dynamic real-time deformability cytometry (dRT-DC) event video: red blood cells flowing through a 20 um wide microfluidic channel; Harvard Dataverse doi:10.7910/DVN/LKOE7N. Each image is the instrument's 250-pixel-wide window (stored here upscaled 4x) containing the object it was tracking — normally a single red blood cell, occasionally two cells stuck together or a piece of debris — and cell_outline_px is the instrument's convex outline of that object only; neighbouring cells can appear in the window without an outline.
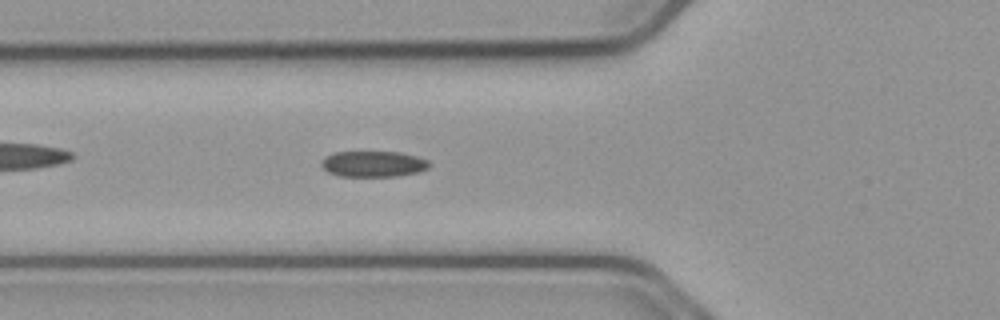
{"species": "common noctule bat (a hibernating species)", "species_latin": "Nyctalus noctula", "temperature_condition": "cold", "stored_images_in_passage": 40, "camera_frame_rate_fps": 3000, "um_per_image_px": 0.085, "animal": {"sex": "male", "body_mass_g": 23.1, "forearm_length_mm": 52.7}, "frame": {"image": 1, "passage_image": 4, "time_ms": 1.0, "image_size_px": [1000, 320], "cell_outline_px": [[432, 164], [428, 168], [420, 172], [396, 176], [340, 176], [328, 172], [320, 164], [324, 156], [332, 152], [400, 152], [416, 156], [428, 160]], "centroid_in_image_um": [31.74, 13.93], "position_along_channel_um": 94.1, "area_um2": 16.42}}
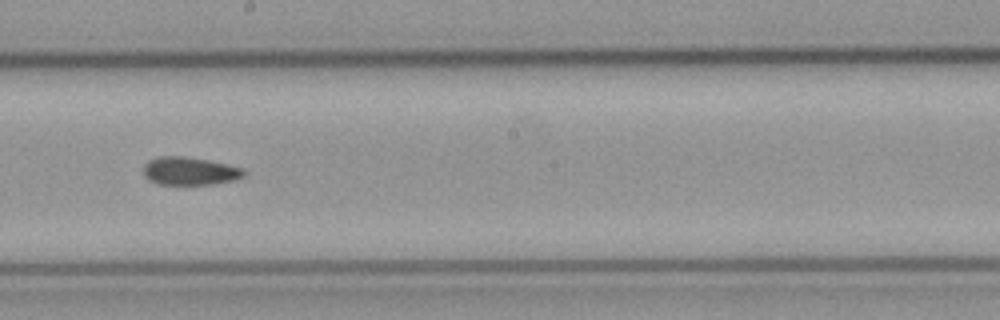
{"frame": {"image": 2, "passage_image": 15, "time_ms": 4.667, "image_size_px": [1000, 320], "cell_outline_px": [[244, 176], [232, 180], [212, 184], [156, 184], [148, 180], [144, 176], [144, 164], [148, 160], [160, 156], [184, 156], [208, 160], [228, 164], [244, 168]], "centroid_in_image_um": [16.09, 14.53], "position_along_channel_um": 232.1, "area_um2": 16.42}}
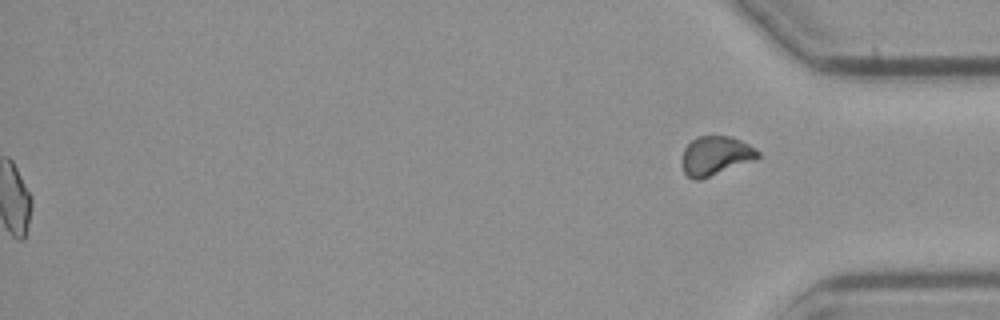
{"frame": {"image": 3, "passage_image": 40, "time_ms": 13.0, "image_size_px": [1000, 320], "cell_outline_px": [[760, 156], [756, 160], [700, 180], [692, 180], [684, 172], [680, 164], [680, 160], [684, 148], [696, 136], [728, 136], [740, 140], [748, 144], [760, 152]], "centroid_in_image_um": [60.79, 13.25], "position_along_channel_um": 374.4, "area_um2": 17.57}, "authors_computed_cell_mechanics": {"area_um2": 16.3285, "velocity_mm_per_s": 3.7354, "shape_relaxation_time_tau1_ms": 10.7729, "shape_relaxation_time_tau2_ms": 5.9581, "deformation_change_tau1": 0.1448, "deformation_change_tau2": 0.1172}}